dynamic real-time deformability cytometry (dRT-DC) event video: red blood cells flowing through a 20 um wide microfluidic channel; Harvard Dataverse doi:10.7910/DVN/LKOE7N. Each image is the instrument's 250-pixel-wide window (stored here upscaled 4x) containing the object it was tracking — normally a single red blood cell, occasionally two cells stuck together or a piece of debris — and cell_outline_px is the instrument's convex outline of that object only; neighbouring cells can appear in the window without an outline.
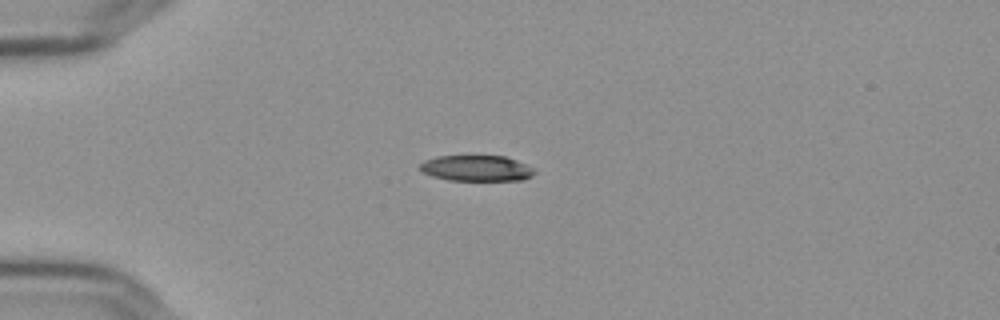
{"species": "Egyptian fruit bat (a non-hibernating species)", "species_latin": "Rousettus aegyptiacus", "temperature_condition": "cold", "stored_images_in_passage": 42, "camera_frame_rate_fps": 3000, "um_per_image_px": 0.085, "frame": {"image": 1, "passage_image": 1, "time_ms": 0.0, "image_size_px": [1000, 320], "cell_outline_px": [[536, 172], [532, 176], [520, 180], [448, 180], [432, 176], [424, 172], [420, 168], [420, 164], [424, 160], [436, 156], [504, 156], [516, 160], [532, 168]], "centroid_in_image_um": [40.48, 14.3], "position_along_channel_um": 44.5, "area_um2": 17.05}}
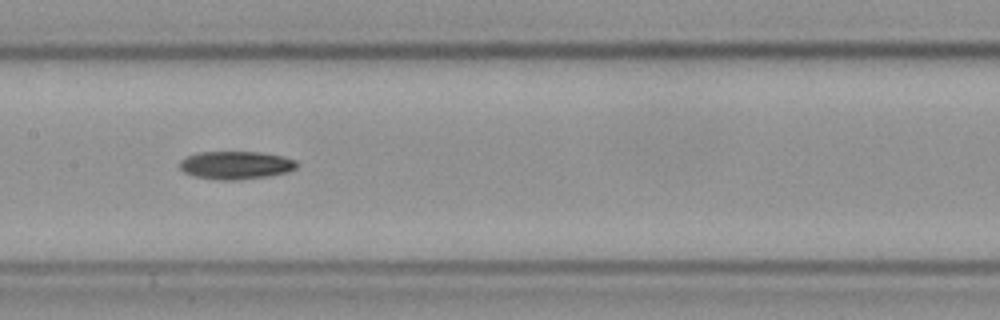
{"frame": {"image": 2, "passage_image": 15, "time_ms": 4.667, "image_size_px": [1000, 320], "cell_outline_px": [[300, 164], [296, 168], [288, 172], [272, 176], [236, 180], [220, 180], [192, 176], [184, 172], [180, 168], [180, 160], [196, 152], [260, 152], [280, 156], [296, 160]], "centroid_in_image_um": [20.06, 14.05], "position_along_channel_um": 187.3, "area_um2": 19.31}}
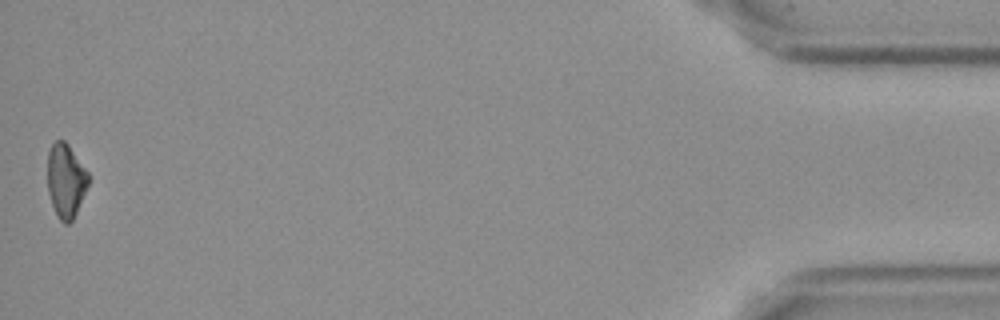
{"frame": {"image": 3, "passage_image": 42, "time_ms": 13.667, "image_size_px": [1000, 320], "cell_outline_px": [[88, 184], [76, 212], [72, 220], [68, 224], [64, 224], [60, 220], [52, 204], [48, 192], [48, 152], [52, 144], [56, 140], [64, 140], [68, 144], [88, 172]], "centroid_in_image_um": [5.58, 15.34], "position_along_channel_um": 429.6, "area_um2": 17.28}, "authors_computed_cell_mechanics": {"area_um2": 18.7272, "velocity_mm_per_s": 3.6524, "shape_relaxation_time_tau1_ms": 9.0787, "shape_relaxation_time_tau2_ms": 7.8827, "deformation_change_tau1": 0.2135, "deformation_change_tau2": 0.1808}}